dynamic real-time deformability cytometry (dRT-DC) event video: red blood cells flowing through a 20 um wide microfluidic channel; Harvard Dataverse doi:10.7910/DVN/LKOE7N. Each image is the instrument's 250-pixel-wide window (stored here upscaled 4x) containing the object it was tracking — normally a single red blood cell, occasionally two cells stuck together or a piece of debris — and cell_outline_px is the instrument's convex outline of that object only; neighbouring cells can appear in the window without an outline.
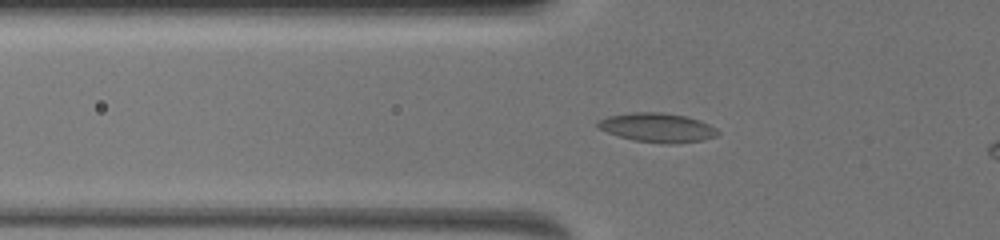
{"species": "common noctule bat (a hibernating species)", "species_latin": "Nyctalus noctula", "temperature_condition": "warm", "stored_images_in_passage": 33, "camera_frame_rate_fps": 3000, "um_per_image_px": 0.085, "animal": {"sex": "female", "body_mass_g": 19.5, "forearm_length_mm": 54.1}, "frame": {"image": 1, "passage_image": 3, "time_ms": 0.333, "image_size_px": [1000, 240], "cell_outline_px": [[720, 132], [716, 136], [704, 140], [676, 144], [660, 144], [636, 140], [620, 136], [596, 128], [596, 124], [600, 120], [608, 116], [632, 112], [664, 112], [688, 116], [700, 120], [716, 128]], "centroid_in_image_um": [55.91, 10.84], "position_along_channel_um": 69.9, "area_um2": 20.58}}
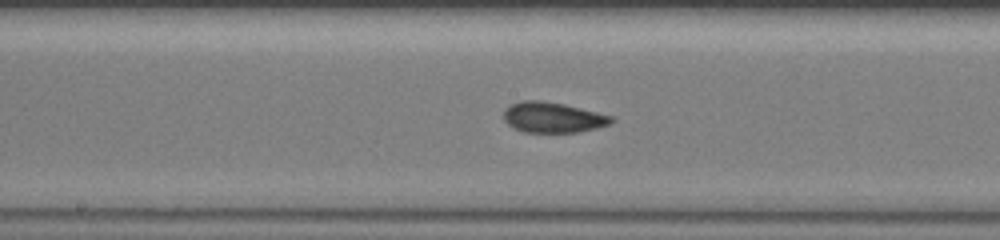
{"frame": {"image": 2, "passage_image": 20, "time_ms": 3.667, "image_size_px": [1000, 240], "cell_outline_px": [[616, 120], [612, 124], [596, 128], [576, 132], [524, 132], [508, 124], [504, 120], [504, 112], [512, 104], [524, 100], [536, 100], [564, 104], [612, 116]], "centroid_in_image_um": [47.03, 9.99], "position_along_channel_um": 201.2, "area_um2": 18.84}}
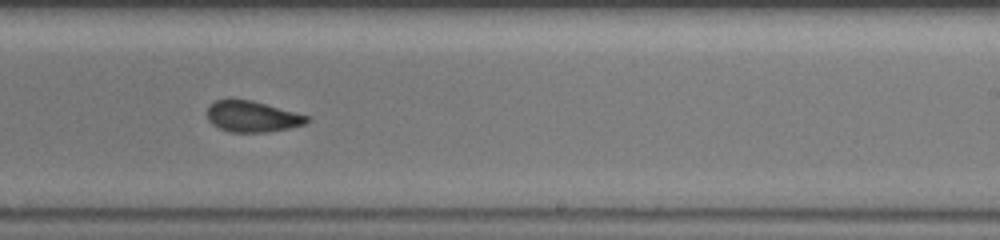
{"frame": {"image": 3, "passage_image": 29, "time_ms": 5.333, "image_size_px": [1000, 240], "cell_outline_px": [[312, 120], [304, 124], [288, 128], [268, 132], [228, 132], [216, 128], [208, 120], [208, 108], [216, 100], [252, 100], [308, 116]], "centroid_in_image_um": [21.43, 9.93], "position_along_channel_um": 267.6, "area_um2": 17.86}}